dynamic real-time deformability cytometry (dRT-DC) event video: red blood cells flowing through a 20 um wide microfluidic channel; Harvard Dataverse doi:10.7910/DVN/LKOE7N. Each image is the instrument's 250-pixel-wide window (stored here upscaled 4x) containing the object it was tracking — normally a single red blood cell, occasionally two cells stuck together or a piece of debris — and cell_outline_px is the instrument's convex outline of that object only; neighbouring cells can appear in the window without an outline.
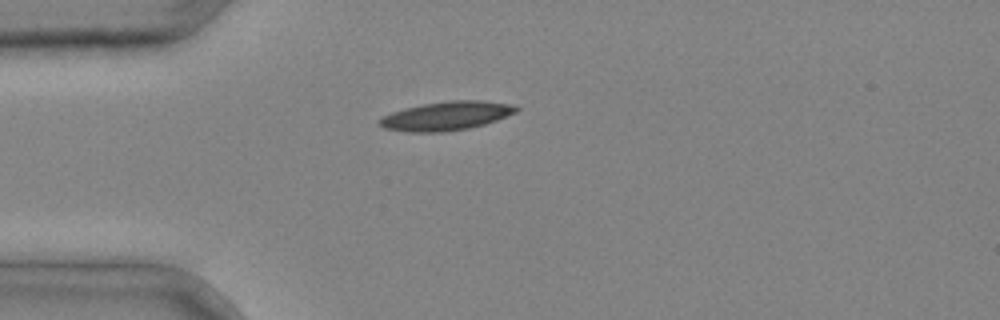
{"species": "common noctule bat (a hibernating species)", "species_latin": "Nyctalus noctula", "temperature_condition": "cold", "stored_images_in_passage": 3, "camera_frame_rate_fps": 3000, "um_per_image_px": 0.085, "animal": {"sex": "male", "body_mass_g": 20.4}, "frame": {"image": 1, "passage_image": 3, "time_ms": 0.667, "image_size_px": [1000, 320], "cell_outline_px": [[520, 108], [516, 112], [496, 120], [484, 124], [468, 128], [444, 132], [408, 132], [384, 128], [376, 120], [380, 116], [404, 108], [424, 104], [448, 100], [484, 100], [516, 104]], "centroid_in_image_um": [37.94, 9.84], "position_along_channel_um": 47.1, "area_um2": 23.18}}